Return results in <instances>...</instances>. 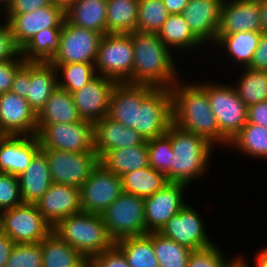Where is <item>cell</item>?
I'll use <instances>...</instances> for the list:
<instances>
[{
	"mask_svg": "<svg viewBox=\"0 0 267 267\" xmlns=\"http://www.w3.org/2000/svg\"><path fill=\"white\" fill-rule=\"evenodd\" d=\"M180 78L170 89L172 97V123L182 130L203 137L213 147L229 145L220 132L206 91L198 84H186Z\"/></svg>",
	"mask_w": 267,
	"mask_h": 267,
	"instance_id": "1",
	"label": "cell"
},
{
	"mask_svg": "<svg viewBox=\"0 0 267 267\" xmlns=\"http://www.w3.org/2000/svg\"><path fill=\"white\" fill-rule=\"evenodd\" d=\"M134 48L132 84L171 88L179 74L175 58L157 33H130Z\"/></svg>",
	"mask_w": 267,
	"mask_h": 267,
	"instance_id": "2",
	"label": "cell"
},
{
	"mask_svg": "<svg viewBox=\"0 0 267 267\" xmlns=\"http://www.w3.org/2000/svg\"><path fill=\"white\" fill-rule=\"evenodd\" d=\"M166 135L171 139L173 149L171 182L189 186L192 180L204 176L213 147L203 137L182 130L173 123Z\"/></svg>",
	"mask_w": 267,
	"mask_h": 267,
	"instance_id": "3",
	"label": "cell"
},
{
	"mask_svg": "<svg viewBox=\"0 0 267 267\" xmlns=\"http://www.w3.org/2000/svg\"><path fill=\"white\" fill-rule=\"evenodd\" d=\"M52 231L89 259L115 244L100 214L80 212L65 217L53 227Z\"/></svg>",
	"mask_w": 267,
	"mask_h": 267,
	"instance_id": "4",
	"label": "cell"
},
{
	"mask_svg": "<svg viewBox=\"0 0 267 267\" xmlns=\"http://www.w3.org/2000/svg\"><path fill=\"white\" fill-rule=\"evenodd\" d=\"M134 48L131 34L108 33L99 44L95 71L117 83L132 84Z\"/></svg>",
	"mask_w": 267,
	"mask_h": 267,
	"instance_id": "5",
	"label": "cell"
},
{
	"mask_svg": "<svg viewBox=\"0 0 267 267\" xmlns=\"http://www.w3.org/2000/svg\"><path fill=\"white\" fill-rule=\"evenodd\" d=\"M204 83V84H203ZM207 93L220 132L231 141L247 124V107L234 85L215 82L198 83Z\"/></svg>",
	"mask_w": 267,
	"mask_h": 267,
	"instance_id": "6",
	"label": "cell"
},
{
	"mask_svg": "<svg viewBox=\"0 0 267 267\" xmlns=\"http://www.w3.org/2000/svg\"><path fill=\"white\" fill-rule=\"evenodd\" d=\"M101 215L108 234L114 241L146 234L144 198L142 197L123 191Z\"/></svg>",
	"mask_w": 267,
	"mask_h": 267,
	"instance_id": "7",
	"label": "cell"
},
{
	"mask_svg": "<svg viewBox=\"0 0 267 267\" xmlns=\"http://www.w3.org/2000/svg\"><path fill=\"white\" fill-rule=\"evenodd\" d=\"M41 149L93 152L94 123L82 119L74 123L37 124Z\"/></svg>",
	"mask_w": 267,
	"mask_h": 267,
	"instance_id": "8",
	"label": "cell"
},
{
	"mask_svg": "<svg viewBox=\"0 0 267 267\" xmlns=\"http://www.w3.org/2000/svg\"><path fill=\"white\" fill-rule=\"evenodd\" d=\"M0 229L15 243H39L53 228L34 203H22L0 212Z\"/></svg>",
	"mask_w": 267,
	"mask_h": 267,
	"instance_id": "9",
	"label": "cell"
},
{
	"mask_svg": "<svg viewBox=\"0 0 267 267\" xmlns=\"http://www.w3.org/2000/svg\"><path fill=\"white\" fill-rule=\"evenodd\" d=\"M46 155L53 183L80 188L99 165L98 154L41 149Z\"/></svg>",
	"mask_w": 267,
	"mask_h": 267,
	"instance_id": "10",
	"label": "cell"
},
{
	"mask_svg": "<svg viewBox=\"0 0 267 267\" xmlns=\"http://www.w3.org/2000/svg\"><path fill=\"white\" fill-rule=\"evenodd\" d=\"M102 36L96 31L76 27L65 19L60 49L50 63H95Z\"/></svg>",
	"mask_w": 267,
	"mask_h": 267,
	"instance_id": "11",
	"label": "cell"
},
{
	"mask_svg": "<svg viewBox=\"0 0 267 267\" xmlns=\"http://www.w3.org/2000/svg\"><path fill=\"white\" fill-rule=\"evenodd\" d=\"M79 189L82 212L100 215L123 192L121 178L101 163Z\"/></svg>",
	"mask_w": 267,
	"mask_h": 267,
	"instance_id": "12",
	"label": "cell"
},
{
	"mask_svg": "<svg viewBox=\"0 0 267 267\" xmlns=\"http://www.w3.org/2000/svg\"><path fill=\"white\" fill-rule=\"evenodd\" d=\"M171 124V89L155 88L138 108L137 132L149 140L165 135Z\"/></svg>",
	"mask_w": 267,
	"mask_h": 267,
	"instance_id": "13",
	"label": "cell"
},
{
	"mask_svg": "<svg viewBox=\"0 0 267 267\" xmlns=\"http://www.w3.org/2000/svg\"><path fill=\"white\" fill-rule=\"evenodd\" d=\"M200 216L192 206L186 204L165 223L159 233L190 250L209 247L214 242L205 232L204 221Z\"/></svg>",
	"mask_w": 267,
	"mask_h": 267,
	"instance_id": "14",
	"label": "cell"
},
{
	"mask_svg": "<svg viewBox=\"0 0 267 267\" xmlns=\"http://www.w3.org/2000/svg\"><path fill=\"white\" fill-rule=\"evenodd\" d=\"M186 187L182 183L168 182L159 191L144 198L146 234L159 232L187 204L183 198Z\"/></svg>",
	"mask_w": 267,
	"mask_h": 267,
	"instance_id": "15",
	"label": "cell"
},
{
	"mask_svg": "<svg viewBox=\"0 0 267 267\" xmlns=\"http://www.w3.org/2000/svg\"><path fill=\"white\" fill-rule=\"evenodd\" d=\"M116 83L108 77L96 75L80 90L71 93L81 119L94 123L108 116L111 92Z\"/></svg>",
	"mask_w": 267,
	"mask_h": 267,
	"instance_id": "16",
	"label": "cell"
},
{
	"mask_svg": "<svg viewBox=\"0 0 267 267\" xmlns=\"http://www.w3.org/2000/svg\"><path fill=\"white\" fill-rule=\"evenodd\" d=\"M0 129L5 135H37V114L26 98L11 91L0 95Z\"/></svg>",
	"mask_w": 267,
	"mask_h": 267,
	"instance_id": "17",
	"label": "cell"
},
{
	"mask_svg": "<svg viewBox=\"0 0 267 267\" xmlns=\"http://www.w3.org/2000/svg\"><path fill=\"white\" fill-rule=\"evenodd\" d=\"M154 89L148 85L116 83L111 92L108 117L137 131L138 108Z\"/></svg>",
	"mask_w": 267,
	"mask_h": 267,
	"instance_id": "18",
	"label": "cell"
},
{
	"mask_svg": "<svg viewBox=\"0 0 267 267\" xmlns=\"http://www.w3.org/2000/svg\"><path fill=\"white\" fill-rule=\"evenodd\" d=\"M65 9L53 3L33 12L15 15L10 21L12 34L21 49L35 34L45 28H62Z\"/></svg>",
	"mask_w": 267,
	"mask_h": 267,
	"instance_id": "19",
	"label": "cell"
},
{
	"mask_svg": "<svg viewBox=\"0 0 267 267\" xmlns=\"http://www.w3.org/2000/svg\"><path fill=\"white\" fill-rule=\"evenodd\" d=\"M34 204L52 228L63 218L82 212L80 189L70 185L52 183Z\"/></svg>",
	"mask_w": 267,
	"mask_h": 267,
	"instance_id": "20",
	"label": "cell"
},
{
	"mask_svg": "<svg viewBox=\"0 0 267 267\" xmlns=\"http://www.w3.org/2000/svg\"><path fill=\"white\" fill-rule=\"evenodd\" d=\"M224 0H189L182 11L193 35L202 43L216 42Z\"/></svg>",
	"mask_w": 267,
	"mask_h": 267,
	"instance_id": "21",
	"label": "cell"
},
{
	"mask_svg": "<svg viewBox=\"0 0 267 267\" xmlns=\"http://www.w3.org/2000/svg\"><path fill=\"white\" fill-rule=\"evenodd\" d=\"M243 31L261 32L259 0H224L217 34H235Z\"/></svg>",
	"mask_w": 267,
	"mask_h": 267,
	"instance_id": "22",
	"label": "cell"
},
{
	"mask_svg": "<svg viewBox=\"0 0 267 267\" xmlns=\"http://www.w3.org/2000/svg\"><path fill=\"white\" fill-rule=\"evenodd\" d=\"M40 150L37 135H5L0 141V172L19 176Z\"/></svg>",
	"mask_w": 267,
	"mask_h": 267,
	"instance_id": "23",
	"label": "cell"
},
{
	"mask_svg": "<svg viewBox=\"0 0 267 267\" xmlns=\"http://www.w3.org/2000/svg\"><path fill=\"white\" fill-rule=\"evenodd\" d=\"M146 140L133 128H128L108 116L94 122V149L101 159L108 151L141 145Z\"/></svg>",
	"mask_w": 267,
	"mask_h": 267,
	"instance_id": "24",
	"label": "cell"
},
{
	"mask_svg": "<svg viewBox=\"0 0 267 267\" xmlns=\"http://www.w3.org/2000/svg\"><path fill=\"white\" fill-rule=\"evenodd\" d=\"M58 76L56 67L50 62H30V83L25 98L36 114L58 87Z\"/></svg>",
	"mask_w": 267,
	"mask_h": 267,
	"instance_id": "25",
	"label": "cell"
},
{
	"mask_svg": "<svg viewBox=\"0 0 267 267\" xmlns=\"http://www.w3.org/2000/svg\"><path fill=\"white\" fill-rule=\"evenodd\" d=\"M23 203H35L53 183L46 155L40 150L18 176Z\"/></svg>",
	"mask_w": 267,
	"mask_h": 267,
	"instance_id": "26",
	"label": "cell"
},
{
	"mask_svg": "<svg viewBox=\"0 0 267 267\" xmlns=\"http://www.w3.org/2000/svg\"><path fill=\"white\" fill-rule=\"evenodd\" d=\"M107 0H76L65 9V19L76 27L107 34Z\"/></svg>",
	"mask_w": 267,
	"mask_h": 267,
	"instance_id": "27",
	"label": "cell"
},
{
	"mask_svg": "<svg viewBox=\"0 0 267 267\" xmlns=\"http://www.w3.org/2000/svg\"><path fill=\"white\" fill-rule=\"evenodd\" d=\"M100 163L119 177L127 172L148 167L147 140L141 145L108 151L100 159Z\"/></svg>",
	"mask_w": 267,
	"mask_h": 267,
	"instance_id": "28",
	"label": "cell"
},
{
	"mask_svg": "<svg viewBox=\"0 0 267 267\" xmlns=\"http://www.w3.org/2000/svg\"><path fill=\"white\" fill-rule=\"evenodd\" d=\"M81 120L72 94L59 87L37 114V124L74 123Z\"/></svg>",
	"mask_w": 267,
	"mask_h": 267,
	"instance_id": "29",
	"label": "cell"
},
{
	"mask_svg": "<svg viewBox=\"0 0 267 267\" xmlns=\"http://www.w3.org/2000/svg\"><path fill=\"white\" fill-rule=\"evenodd\" d=\"M261 32H239L235 34H217L216 46H223L229 59L239 62L240 65L248 67L258 47Z\"/></svg>",
	"mask_w": 267,
	"mask_h": 267,
	"instance_id": "30",
	"label": "cell"
},
{
	"mask_svg": "<svg viewBox=\"0 0 267 267\" xmlns=\"http://www.w3.org/2000/svg\"><path fill=\"white\" fill-rule=\"evenodd\" d=\"M43 267H76L85 257L51 231L40 241Z\"/></svg>",
	"mask_w": 267,
	"mask_h": 267,
	"instance_id": "31",
	"label": "cell"
},
{
	"mask_svg": "<svg viewBox=\"0 0 267 267\" xmlns=\"http://www.w3.org/2000/svg\"><path fill=\"white\" fill-rule=\"evenodd\" d=\"M120 178L124 192L142 198L153 195L169 182L165 174L150 166L127 172Z\"/></svg>",
	"mask_w": 267,
	"mask_h": 267,
	"instance_id": "32",
	"label": "cell"
},
{
	"mask_svg": "<svg viewBox=\"0 0 267 267\" xmlns=\"http://www.w3.org/2000/svg\"><path fill=\"white\" fill-rule=\"evenodd\" d=\"M62 28H48L35 34L22 48L25 62H50L60 49Z\"/></svg>",
	"mask_w": 267,
	"mask_h": 267,
	"instance_id": "33",
	"label": "cell"
},
{
	"mask_svg": "<svg viewBox=\"0 0 267 267\" xmlns=\"http://www.w3.org/2000/svg\"><path fill=\"white\" fill-rule=\"evenodd\" d=\"M130 267H159L152 243V232L115 241Z\"/></svg>",
	"mask_w": 267,
	"mask_h": 267,
	"instance_id": "34",
	"label": "cell"
},
{
	"mask_svg": "<svg viewBox=\"0 0 267 267\" xmlns=\"http://www.w3.org/2000/svg\"><path fill=\"white\" fill-rule=\"evenodd\" d=\"M139 0H107V34L136 31Z\"/></svg>",
	"mask_w": 267,
	"mask_h": 267,
	"instance_id": "35",
	"label": "cell"
},
{
	"mask_svg": "<svg viewBox=\"0 0 267 267\" xmlns=\"http://www.w3.org/2000/svg\"><path fill=\"white\" fill-rule=\"evenodd\" d=\"M162 42L171 50L191 49L202 44L191 32L182 14H170L157 33ZM197 46V47H196Z\"/></svg>",
	"mask_w": 267,
	"mask_h": 267,
	"instance_id": "36",
	"label": "cell"
},
{
	"mask_svg": "<svg viewBox=\"0 0 267 267\" xmlns=\"http://www.w3.org/2000/svg\"><path fill=\"white\" fill-rule=\"evenodd\" d=\"M254 158L267 159V128L247 123L230 141L229 147Z\"/></svg>",
	"mask_w": 267,
	"mask_h": 267,
	"instance_id": "37",
	"label": "cell"
},
{
	"mask_svg": "<svg viewBox=\"0 0 267 267\" xmlns=\"http://www.w3.org/2000/svg\"><path fill=\"white\" fill-rule=\"evenodd\" d=\"M235 89L246 107L267 100V72L244 67Z\"/></svg>",
	"mask_w": 267,
	"mask_h": 267,
	"instance_id": "38",
	"label": "cell"
},
{
	"mask_svg": "<svg viewBox=\"0 0 267 267\" xmlns=\"http://www.w3.org/2000/svg\"><path fill=\"white\" fill-rule=\"evenodd\" d=\"M152 243L159 267H187L192 250L159 232H152Z\"/></svg>",
	"mask_w": 267,
	"mask_h": 267,
	"instance_id": "39",
	"label": "cell"
},
{
	"mask_svg": "<svg viewBox=\"0 0 267 267\" xmlns=\"http://www.w3.org/2000/svg\"><path fill=\"white\" fill-rule=\"evenodd\" d=\"M94 64L95 63L53 64L56 67L57 73H62L60 77L64 78L61 79L58 77V87L70 93L80 90L97 75Z\"/></svg>",
	"mask_w": 267,
	"mask_h": 267,
	"instance_id": "40",
	"label": "cell"
},
{
	"mask_svg": "<svg viewBox=\"0 0 267 267\" xmlns=\"http://www.w3.org/2000/svg\"><path fill=\"white\" fill-rule=\"evenodd\" d=\"M169 15L163 0H139L136 31L158 33Z\"/></svg>",
	"mask_w": 267,
	"mask_h": 267,
	"instance_id": "41",
	"label": "cell"
},
{
	"mask_svg": "<svg viewBox=\"0 0 267 267\" xmlns=\"http://www.w3.org/2000/svg\"><path fill=\"white\" fill-rule=\"evenodd\" d=\"M149 166L163 174L171 182L172 143L165 134L160 137L147 140Z\"/></svg>",
	"mask_w": 267,
	"mask_h": 267,
	"instance_id": "42",
	"label": "cell"
},
{
	"mask_svg": "<svg viewBox=\"0 0 267 267\" xmlns=\"http://www.w3.org/2000/svg\"><path fill=\"white\" fill-rule=\"evenodd\" d=\"M5 267H43L41 243H15Z\"/></svg>",
	"mask_w": 267,
	"mask_h": 267,
	"instance_id": "43",
	"label": "cell"
},
{
	"mask_svg": "<svg viewBox=\"0 0 267 267\" xmlns=\"http://www.w3.org/2000/svg\"><path fill=\"white\" fill-rule=\"evenodd\" d=\"M22 203L18 176L0 172V212Z\"/></svg>",
	"mask_w": 267,
	"mask_h": 267,
	"instance_id": "44",
	"label": "cell"
},
{
	"mask_svg": "<svg viewBox=\"0 0 267 267\" xmlns=\"http://www.w3.org/2000/svg\"><path fill=\"white\" fill-rule=\"evenodd\" d=\"M226 264L224 254L214 243L206 248L192 250L187 267H225Z\"/></svg>",
	"mask_w": 267,
	"mask_h": 267,
	"instance_id": "45",
	"label": "cell"
},
{
	"mask_svg": "<svg viewBox=\"0 0 267 267\" xmlns=\"http://www.w3.org/2000/svg\"><path fill=\"white\" fill-rule=\"evenodd\" d=\"M2 24L0 23V61L24 59L21 56V49L15 42L10 23L5 20Z\"/></svg>",
	"mask_w": 267,
	"mask_h": 267,
	"instance_id": "46",
	"label": "cell"
},
{
	"mask_svg": "<svg viewBox=\"0 0 267 267\" xmlns=\"http://www.w3.org/2000/svg\"><path fill=\"white\" fill-rule=\"evenodd\" d=\"M90 260L92 267H130L125 255L115 244Z\"/></svg>",
	"mask_w": 267,
	"mask_h": 267,
	"instance_id": "47",
	"label": "cell"
},
{
	"mask_svg": "<svg viewBox=\"0 0 267 267\" xmlns=\"http://www.w3.org/2000/svg\"><path fill=\"white\" fill-rule=\"evenodd\" d=\"M53 3V0H13L4 10L5 19L9 22L15 15L33 12Z\"/></svg>",
	"mask_w": 267,
	"mask_h": 267,
	"instance_id": "48",
	"label": "cell"
},
{
	"mask_svg": "<svg viewBox=\"0 0 267 267\" xmlns=\"http://www.w3.org/2000/svg\"><path fill=\"white\" fill-rule=\"evenodd\" d=\"M24 59L0 61V95L11 90L15 73L24 65Z\"/></svg>",
	"mask_w": 267,
	"mask_h": 267,
	"instance_id": "49",
	"label": "cell"
},
{
	"mask_svg": "<svg viewBox=\"0 0 267 267\" xmlns=\"http://www.w3.org/2000/svg\"><path fill=\"white\" fill-rule=\"evenodd\" d=\"M30 83V62H25L24 65L15 73L11 92L16 95L26 97V88Z\"/></svg>",
	"mask_w": 267,
	"mask_h": 267,
	"instance_id": "50",
	"label": "cell"
},
{
	"mask_svg": "<svg viewBox=\"0 0 267 267\" xmlns=\"http://www.w3.org/2000/svg\"><path fill=\"white\" fill-rule=\"evenodd\" d=\"M248 68L260 71L267 70V33L261 32L258 47Z\"/></svg>",
	"mask_w": 267,
	"mask_h": 267,
	"instance_id": "51",
	"label": "cell"
},
{
	"mask_svg": "<svg viewBox=\"0 0 267 267\" xmlns=\"http://www.w3.org/2000/svg\"><path fill=\"white\" fill-rule=\"evenodd\" d=\"M247 123L267 128V100L247 108Z\"/></svg>",
	"mask_w": 267,
	"mask_h": 267,
	"instance_id": "52",
	"label": "cell"
},
{
	"mask_svg": "<svg viewBox=\"0 0 267 267\" xmlns=\"http://www.w3.org/2000/svg\"><path fill=\"white\" fill-rule=\"evenodd\" d=\"M15 242L6 234L0 232V267H5Z\"/></svg>",
	"mask_w": 267,
	"mask_h": 267,
	"instance_id": "53",
	"label": "cell"
},
{
	"mask_svg": "<svg viewBox=\"0 0 267 267\" xmlns=\"http://www.w3.org/2000/svg\"><path fill=\"white\" fill-rule=\"evenodd\" d=\"M188 2L189 0H163L170 14H181Z\"/></svg>",
	"mask_w": 267,
	"mask_h": 267,
	"instance_id": "54",
	"label": "cell"
},
{
	"mask_svg": "<svg viewBox=\"0 0 267 267\" xmlns=\"http://www.w3.org/2000/svg\"><path fill=\"white\" fill-rule=\"evenodd\" d=\"M261 10V32L267 33V0H259Z\"/></svg>",
	"mask_w": 267,
	"mask_h": 267,
	"instance_id": "55",
	"label": "cell"
},
{
	"mask_svg": "<svg viewBox=\"0 0 267 267\" xmlns=\"http://www.w3.org/2000/svg\"><path fill=\"white\" fill-rule=\"evenodd\" d=\"M255 266L256 267H267V246L255 254Z\"/></svg>",
	"mask_w": 267,
	"mask_h": 267,
	"instance_id": "56",
	"label": "cell"
},
{
	"mask_svg": "<svg viewBox=\"0 0 267 267\" xmlns=\"http://www.w3.org/2000/svg\"><path fill=\"white\" fill-rule=\"evenodd\" d=\"M225 267H250L249 263H247L246 259L244 256L242 257L241 255L236 258L233 257V259H230L229 261L227 260V264Z\"/></svg>",
	"mask_w": 267,
	"mask_h": 267,
	"instance_id": "57",
	"label": "cell"
},
{
	"mask_svg": "<svg viewBox=\"0 0 267 267\" xmlns=\"http://www.w3.org/2000/svg\"><path fill=\"white\" fill-rule=\"evenodd\" d=\"M75 1L76 0H53L54 3L62 6L64 9H66L70 4H72Z\"/></svg>",
	"mask_w": 267,
	"mask_h": 267,
	"instance_id": "58",
	"label": "cell"
},
{
	"mask_svg": "<svg viewBox=\"0 0 267 267\" xmlns=\"http://www.w3.org/2000/svg\"><path fill=\"white\" fill-rule=\"evenodd\" d=\"M76 267H92L91 260L89 258H85L78 266Z\"/></svg>",
	"mask_w": 267,
	"mask_h": 267,
	"instance_id": "59",
	"label": "cell"
},
{
	"mask_svg": "<svg viewBox=\"0 0 267 267\" xmlns=\"http://www.w3.org/2000/svg\"><path fill=\"white\" fill-rule=\"evenodd\" d=\"M13 0H0V6L2 9H6Z\"/></svg>",
	"mask_w": 267,
	"mask_h": 267,
	"instance_id": "60",
	"label": "cell"
},
{
	"mask_svg": "<svg viewBox=\"0 0 267 267\" xmlns=\"http://www.w3.org/2000/svg\"><path fill=\"white\" fill-rule=\"evenodd\" d=\"M5 136V134L1 131V129H0V141H1V139L3 138Z\"/></svg>",
	"mask_w": 267,
	"mask_h": 267,
	"instance_id": "61",
	"label": "cell"
}]
</instances>
